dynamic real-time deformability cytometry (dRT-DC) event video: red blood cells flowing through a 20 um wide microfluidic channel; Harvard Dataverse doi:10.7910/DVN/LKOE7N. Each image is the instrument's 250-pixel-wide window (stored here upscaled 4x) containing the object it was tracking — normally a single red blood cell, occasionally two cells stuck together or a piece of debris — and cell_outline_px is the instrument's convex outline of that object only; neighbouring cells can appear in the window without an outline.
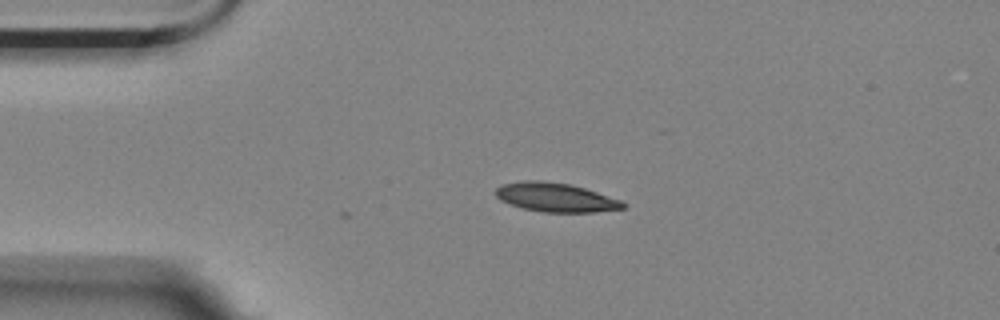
{"species": "Egyptian fruit bat (a non-hibernating species)", "species_latin": "Rousettus aegyptiacus", "temperature_condition": "room temperature", "stored_images_in_passage": 4, "camera_frame_rate_fps": 3000, "um_per_image_px": 0.085, "animal": {"sex": "female"}, "frame": {"image": 1, "passage_image": 1, "time_ms": 0.0, "image_size_px": [1000, 320], "cell_outline_px": [[628, 204], [624, 208], [592, 212], [544, 212], [524, 208], [500, 200], [496, 196], [496, 188], [500, 184], [524, 180], [540, 180], [568, 184], [584, 188], [620, 200]], "centroid_in_image_um": [47.21, 16.77], "position_along_channel_um": 37.8, "area_um2": 21.27}}